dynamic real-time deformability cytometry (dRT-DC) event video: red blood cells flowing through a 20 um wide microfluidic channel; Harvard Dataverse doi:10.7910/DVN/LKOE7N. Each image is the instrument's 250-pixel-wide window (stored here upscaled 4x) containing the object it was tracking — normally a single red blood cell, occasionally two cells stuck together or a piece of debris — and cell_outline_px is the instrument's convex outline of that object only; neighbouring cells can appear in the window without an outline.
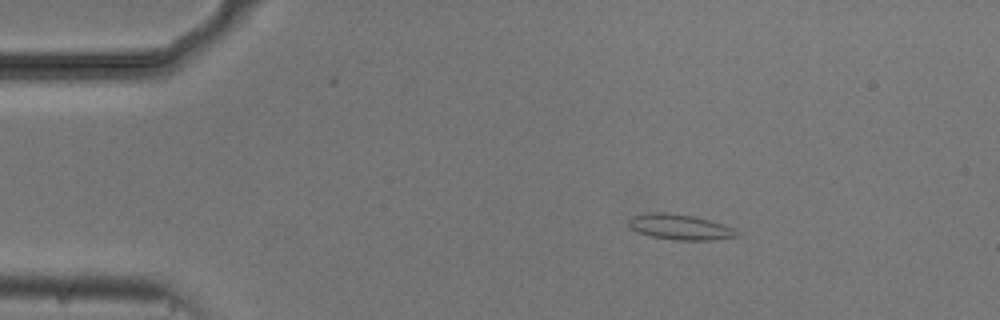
{"species": "common noctule bat (a hibernating species)", "species_latin": "Nyctalus noctula", "temperature_condition": "cold", "stored_images_in_passage": 46, "camera_frame_rate_fps": 3000, "um_per_image_px": 0.085, "animal": {"sex": "male", "body_mass_g": 20.5, "forearm_length_mm": 52.5}, "frame": {"image": 1, "passage_image": 1, "time_ms": 0.0, "image_size_px": [1000, 320], "cell_outline_px": [[740, 236], [712, 240], [676, 240], [652, 236], [640, 232], [632, 228], [628, 224], [628, 220], [632, 216], [648, 212], [664, 212], [692, 216], [708, 220], [736, 228], [740, 232]], "centroid_in_image_um": [57.84, 19.29], "position_along_channel_um": 27.2, "area_um2": 15.95}}
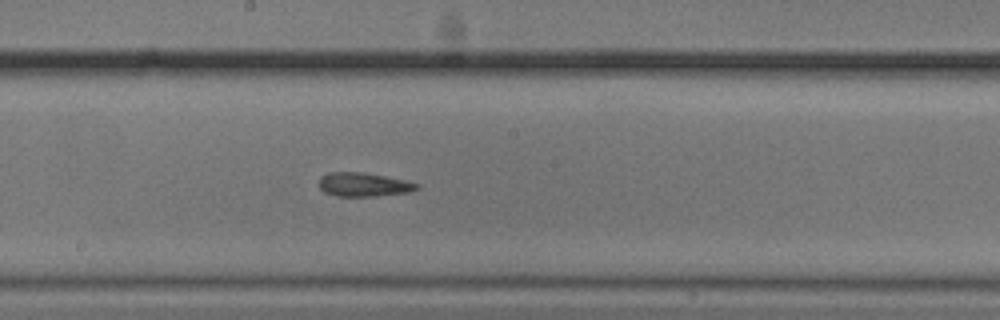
{"frame": {"image": 2, "passage_image": 21, "time_ms": 6.667, "image_size_px": [1000, 320], "cell_outline_px": [[420, 188], [408, 192], [372, 196], [336, 196], [324, 192], [320, 188], [320, 176], [328, 172], [364, 172], [404, 180], [420, 184]], "centroid_in_image_um": [30.89, 15.68], "position_along_channel_um": 217.3, "area_um2": 13.53}}
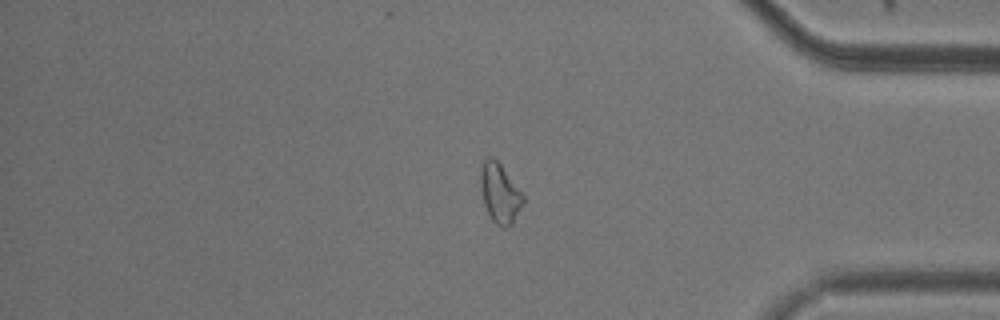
{"frame": {"image": 3, "passage_image": 37, "time_ms": 12.0, "image_size_px": [1000, 320], "cell_outline_px": [[524, 204], [512, 224], [504, 228], [496, 224], [492, 220], [484, 204], [480, 188], [480, 168], [484, 160], [488, 156], [492, 156], [500, 164], [524, 196]], "centroid_in_image_um": [42.47, 16.43], "position_along_channel_um": 392.7, "area_um2": 14.74}, "authors_computed_cell_mechanics": {"area_um2": 13.7564, "velocity_mm_per_s": 3.7432, "shape_relaxation_time_tau1_ms": 9.2577, "shape_relaxation_time_tau2_ms": 7.3616, "deformation_change_tau1": 0.1538, "deformation_change_tau2": 0.1422}}